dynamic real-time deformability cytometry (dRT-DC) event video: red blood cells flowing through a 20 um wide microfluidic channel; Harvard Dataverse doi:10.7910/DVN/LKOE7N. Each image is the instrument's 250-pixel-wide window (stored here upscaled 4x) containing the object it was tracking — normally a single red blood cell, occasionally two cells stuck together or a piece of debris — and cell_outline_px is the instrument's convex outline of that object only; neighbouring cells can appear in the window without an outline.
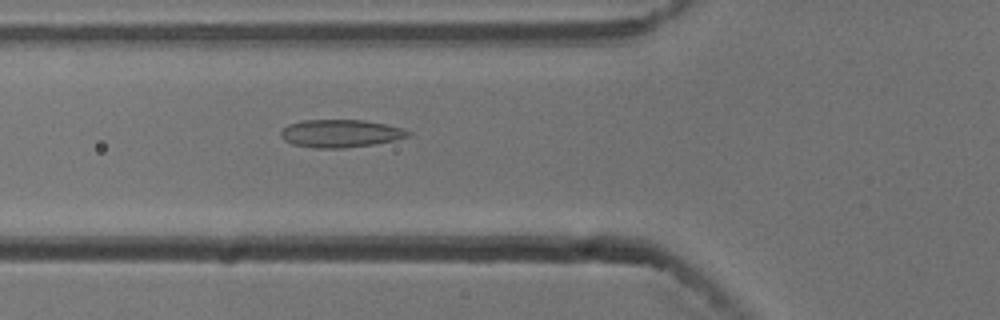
{"species": "common noctule bat (a hibernating species)", "species_latin": "Nyctalus noctula", "temperature_condition": "cold", "stored_images_in_passage": 54, "camera_frame_rate_fps": 3000, "um_per_image_px": 0.085, "animal": {"sex": "male", "body_mass_g": 13.3}, "frame": {"image": 1, "passage_image": 19, "time_ms": 6.0, "image_size_px": [1000, 320], "cell_outline_px": [[412, 132], [408, 136], [396, 140], [372, 144], [344, 148], [312, 148], [292, 144], [284, 140], [280, 136], [280, 132], [288, 124], [300, 120], [364, 120], [404, 128]], "centroid_in_image_um": [28.92, 11.34], "position_along_channel_um": 96.9, "area_um2": 20.69}}
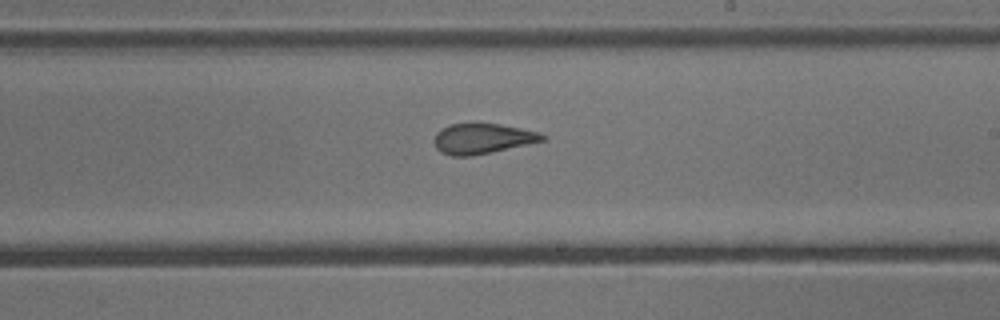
{"frame": {"image": 2, "passage_image": 31, "time_ms": 10.0, "image_size_px": [1000, 320], "cell_outline_px": [[548, 140], [492, 152], [472, 156], [452, 156], [440, 152], [436, 148], [432, 140], [436, 132], [440, 128], [448, 124], [472, 120], [500, 124], [540, 132], [548, 136]], "centroid_in_image_um": [40.98, 11.74], "position_along_channel_um": 248.0, "area_um2": 20.17}}
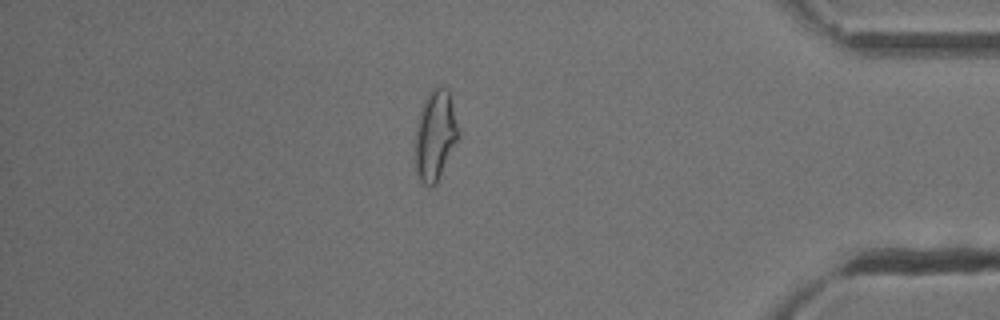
{"frame": {"image": 3, "passage_image": 46, "time_ms": 15.0, "image_size_px": [1000, 320], "cell_outline_px": [[460, 136], [436, 184], [432, 188], [428, 188], [420, 180], [416, 172], [416, 132], [420, 112], [424, 100], [428, 92], [436, 84], [440, 84], [448, 88], [460, 128]], "centroid_in_image_um": [37.03, 11.46], "position_along_channel_um": 398.2, "area_um2": 23.06}, "authors_computed_cell_mechanics": {"area_um2": 21.2993, "velocity_mm_per_s": 3.7705, "shape_relaxation_time_tau1_ms": 11.0907, "shape_relaxation_time_tau2_ms": 1.4686, "deformation_change_tau1": 0.2313, "deformation_change_tau2": 0.0754}}